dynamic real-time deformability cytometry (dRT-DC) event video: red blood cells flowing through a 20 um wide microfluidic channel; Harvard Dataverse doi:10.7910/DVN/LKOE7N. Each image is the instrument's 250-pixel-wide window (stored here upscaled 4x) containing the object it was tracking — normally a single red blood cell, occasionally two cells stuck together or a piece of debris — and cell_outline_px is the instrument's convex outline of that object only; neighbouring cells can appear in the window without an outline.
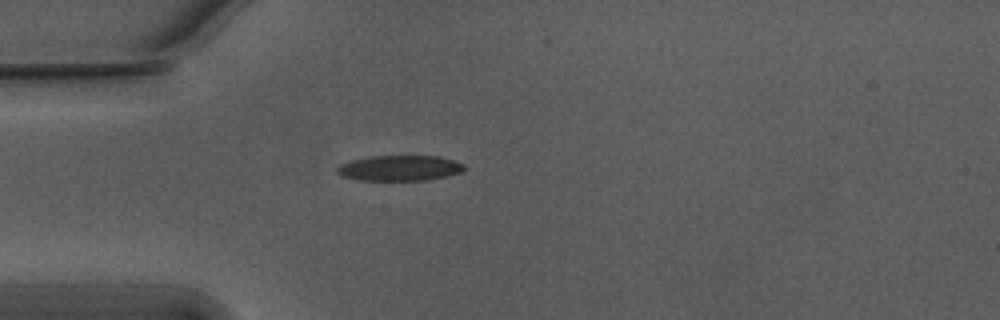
{"species": "Egyptian fruit bat (a non-hibernating species)", "species_latin": "Rousettus aegyptiacus", "temperature_condition": "warm", "stored_images_in_passage": 40, "camera_frame_rate_fps": 3000, "um_per_image_px": 0.085, "animal": {"sex": "male"}, "frame": {"image": 1, "passage_image": 1, "time_ms": 0.0, "image_size_px": [1000, 320], "cell_outline_px": [[468, 168], [460, 172], [448, 176], [428, 180], [360, 180], [344, 176], [336, 172], [336, 168], [340, 164], [352, 160], [368, 156], [440, 156], [464, 164]], "centroid_in_image_um": [34.0, 14.28], "position_along_channel_um": 51.0, "area_um2": 18.9}}
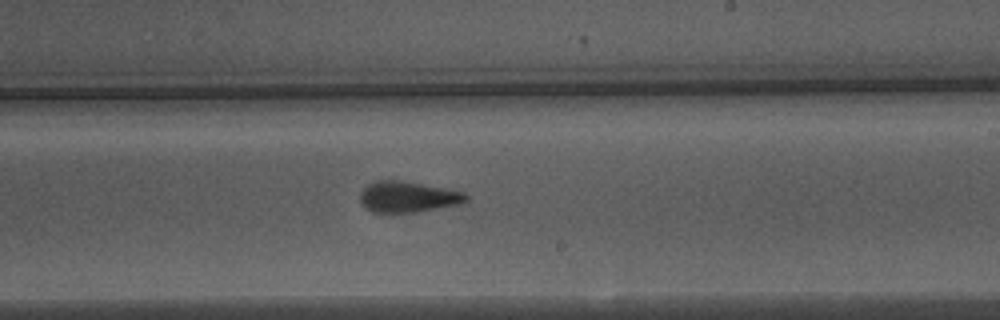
{"frame": {"image": 2, "passage_image": 18, "time_ms": 5.667, "image_size_px": [1000, 320], "cell_outline_px": [[468, 200], [460, 204], [416, 212], [372, 212], [360, 200], [360, 192], [368, 184], [376, 180], [400, 180], [464, 192], [468, 196]], "centroid_in_image_um": [34.67, 16.73], "position_along_channel_um": 254.3, "area_um2": 18.84}}
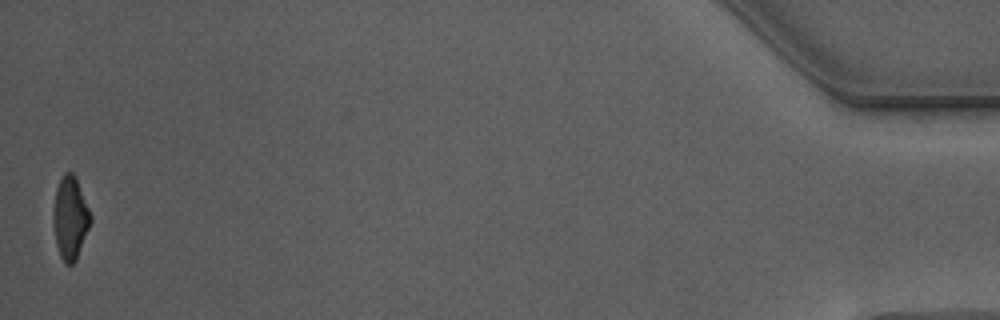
{"frame": {"image": 3, "passage_image": 40, "time_ms": 13.0, "image_size_px": [1000, 320], "cell_outline_px": [[92, 220], [76, 260], [72, 264], [64, 264], [60, 256], [56, 244], [52, 224], [52, 212], [56, 188], [64, 172], [72, 172], [76, 176], [92, 216]], "centroid_in_image_um": [5.96, 18.52], "position_along_channel_um": 429.2, "area_um2": 18.26}, "authors_computed_cell_mechanics": {"area_um2": 19.2763, "velocity_mm_per_s": 3.7625, "shape_relaxation_time_tau1_ms": 3.7731, "shape_relaxation_time_tau2_ms": 1.7242, "deformation_change_tau1": 0.1755, "deformation_change_tau2": 0.107}}